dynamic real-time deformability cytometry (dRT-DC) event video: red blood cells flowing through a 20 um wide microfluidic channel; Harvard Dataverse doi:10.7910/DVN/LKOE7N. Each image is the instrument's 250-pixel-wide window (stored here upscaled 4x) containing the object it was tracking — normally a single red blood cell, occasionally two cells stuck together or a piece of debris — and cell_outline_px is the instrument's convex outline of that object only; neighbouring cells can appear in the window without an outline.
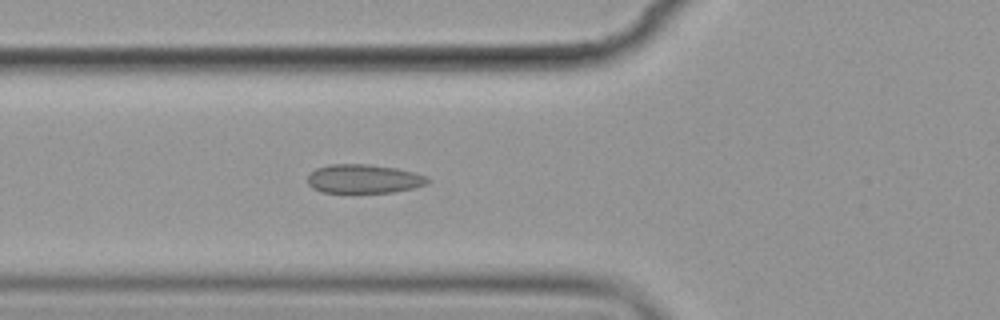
{"species": "common noctule bat (a hibernating species)", "species_latin": "Nyctalus noctula", "temperature_condition": "cold", "stored_images_in_passage": 2, "camera_frame_rate_fps": 3000, "um_per_image_px": 0.085, "animal": {"sex": "female", "body_mass_g": 19.9}, "frame": {"image": 1, "passage_image": 2, "time_ms": 1.0, "image_size_px": [1000, 320], "cell_outline_px": [[428, 180], [424, 184], [412, 188], [392, 192], [320, 192], [312, 188], [308, 184], [308, 176], [316, 168], [328, 164], [368, 164], [396, 168], [416, 172], [424, 176]], "centroid_in_image_um": [30.86, 15.19], "position_along_channel_um": 94.9, "area_um2": 20.0}}